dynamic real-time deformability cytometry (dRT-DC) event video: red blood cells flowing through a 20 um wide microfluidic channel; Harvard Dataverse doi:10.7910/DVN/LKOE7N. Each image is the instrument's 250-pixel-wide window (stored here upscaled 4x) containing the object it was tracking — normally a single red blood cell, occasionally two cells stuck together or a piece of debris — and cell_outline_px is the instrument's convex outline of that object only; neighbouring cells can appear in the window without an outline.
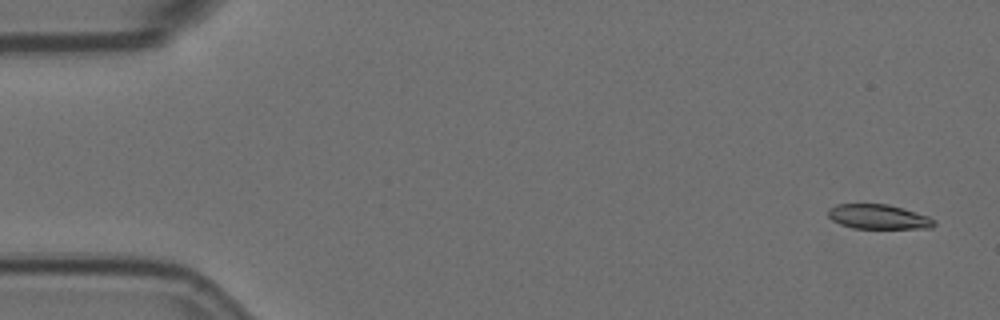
{"species": "Egyptian fruit bat (a non-hibernating species)", "species_latin": "Rousettus aegyptiacus", "temperature_condition": "room temperature", "stored_images_in_passage": 5, "camera_frame_rate_fps": 3000, "um_per_image_px": 0.085, "animal": {"sex": "female"}, "frame": {"image": 1, "passage_image": 1, "time_ms": 0.0, "image_size_px": [1000, 320], "cell_outline_px": [[936, 224], [932, 228], [852, 228], [840, 224], [832, 220], [828, 216], [828, 208], [836, 204], [888, 204], [904, 208], [928, 216], [936, 220]], "centroid_in_image_um": [74.67, 18.42], "position_along_channel_um": 10.3, "area_um2": 15.32}}
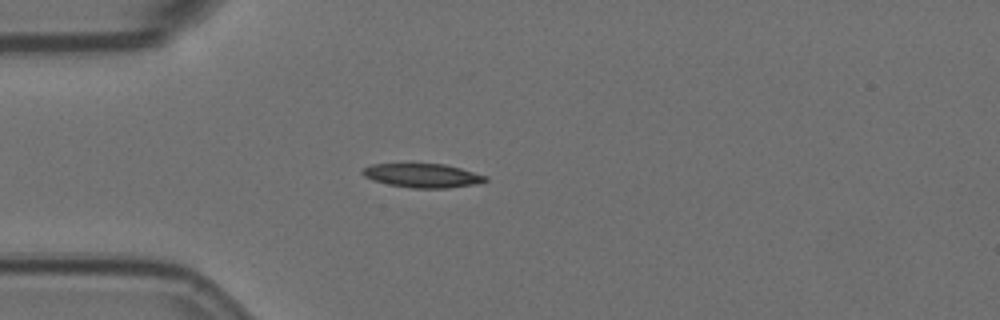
{"frame": {"image": 2, "passage_image": 5, "time_ms": 1.333, "image_size_px": [1000, 320], "cell_outline_px": [[488, 180], [476, 184], [448, 188], [412, 188], [388, 184], [372, 180], [364, 176], [360, 172], [364, 168], [372, 164], [444, 164], [460, 168], [488, 176]], "centroid_in_image_um": [35.92, 14.92], "position_along_channel_um": 49.1, "area_um2": 17.11}}